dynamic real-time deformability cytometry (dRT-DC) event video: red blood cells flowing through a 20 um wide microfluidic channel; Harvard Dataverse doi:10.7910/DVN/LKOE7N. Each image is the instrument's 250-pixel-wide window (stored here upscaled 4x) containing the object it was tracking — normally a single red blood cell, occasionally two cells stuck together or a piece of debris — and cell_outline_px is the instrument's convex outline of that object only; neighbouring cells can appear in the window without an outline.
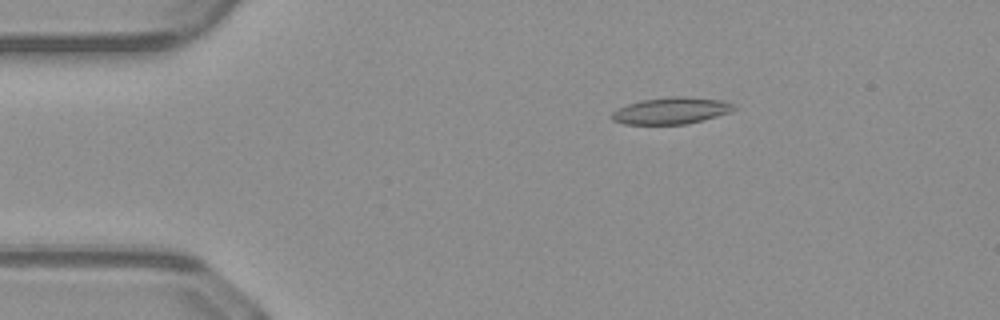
{"species": "common noctule bat (a hibernating species)", "species_latin": "Nyctalus noctula", "temperature_condition": "warm", "stored_images_in_passage": 50, "camera_frame_rate_fps": 3000, "um_per_image_px": 0.085, "animal": {"sex": "male", "body_mass_g": 23.1, "forearm_length_mm": 52.7}, "frame": {"image": 1, "passage_image": 9, "time_ms": 2.667, "image_size_px": [1000, 320], "cell_outline_px": [[736, 108], [728, 112], [716, 116], [688, 124], [624, 124], [612, 120], [612, 112], [628, 104], [640, 100], [672, 96], [688, 96], [720, 100], [732, 104]], "centroid_in_image_um": [57.03, 9.4], "position_along_channel_um": 28.0, "area_um2": 18.79}}
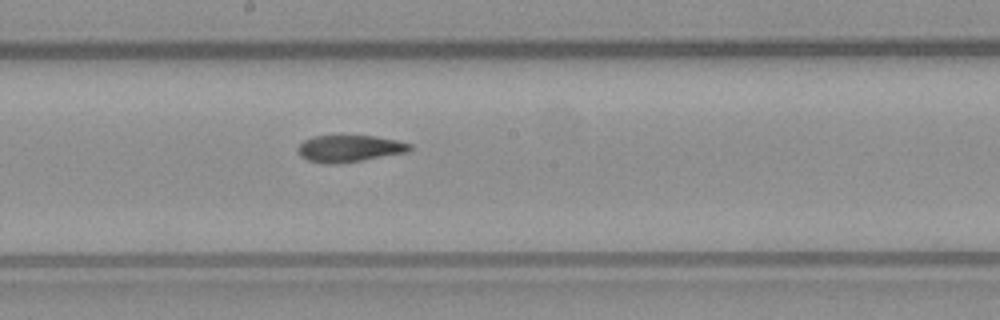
{"frame": {"image": 2, "passage_image": 27, "time_ms": 8.667, "image_size_px": [1000, 320], "cell_outline_px": [[412, 148], [408, 152], [364, 160], [336, 164], [324, 164], [308, 160], [300, 156], [296, 152], [296, 148], [304, 140], [312, 136], [376, 136], [396, 140], [412, 144]], "centroid_in_image_um": [29.68, 12.63], "position_along_channel_um": 218.5, "area_um2": 17.69}}
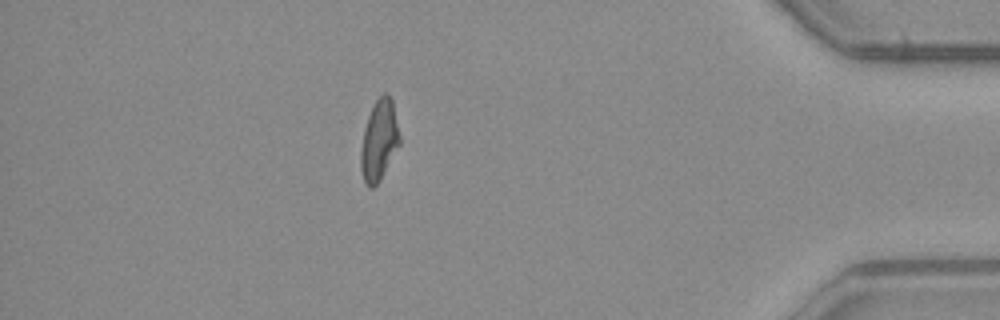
{"frame": {"image": 3, "passage_image": 44, "time_ms": 14.333, "image_size_px": [1000, 320], "cell_outline_px": [[400, 144], [380, 180], [372, 188], [368, 188], [364, 184], [360, 168], [360, 152], [364, 128], [368, 116], [376, 100], [384, 92], [388, 92], [392, 100], [400, 136]], "centroid_in_image_um": [32.21, 11.95], "position_along_channel_um": 403.0, "area_um2": 18.32}, "authors_computed_cell_mechanics": {"area_um2": 18.5249, "velocity_mm_per_s": 4.113, "shape_relaxation_time_tau1_ms": null, "shape_relaxation_time_tau2_ms": 2.8277, "deformation_change_tau1": null, "deformation_change_tau2": 0.1153}}